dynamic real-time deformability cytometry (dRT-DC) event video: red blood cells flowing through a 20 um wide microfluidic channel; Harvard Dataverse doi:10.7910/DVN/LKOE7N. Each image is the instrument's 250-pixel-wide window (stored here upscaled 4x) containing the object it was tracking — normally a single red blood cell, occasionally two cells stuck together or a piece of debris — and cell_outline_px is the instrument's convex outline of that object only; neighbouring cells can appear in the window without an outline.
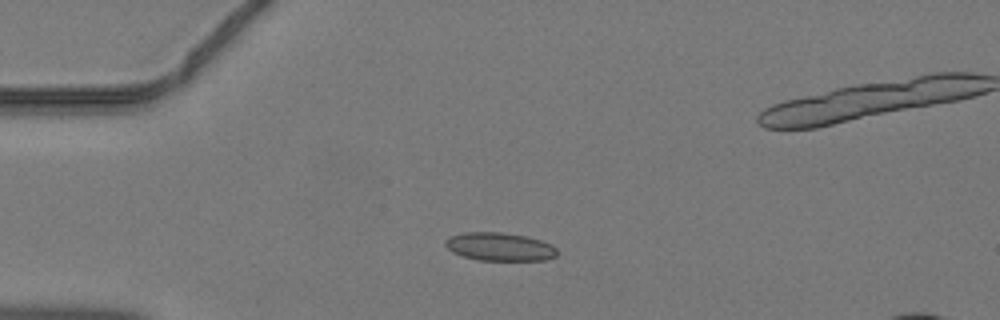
{"species": "common noctule bat (a hibernating species)", "species_latin": "Nyctalus noctula", "temperature_condition": "warm", "stored_images_in_passage": 37, "camera_frame_rate_fps": 3000, "um_per_image_px": 0.085, "animal": {"sex": "male", "body_mass_g": 19.2, "forearm_length_mm": 51.8}, "frame": {"image": 1, "passage_image": 2, "time_ms": 0.333, "image_size_px": [1000, 320], "cell_outline_px": [[556, 256], [544, 260], [476, 260], [452, 252], [444, 244], [444, 240], [452, 236], [464, 232], [500, 232], [528, 236], [552, 244], [556, 248]], "centroid_in_image_um": [42.47, 20.96], "position_along_channel_um": 42.5, "area_um2": 18.38}}
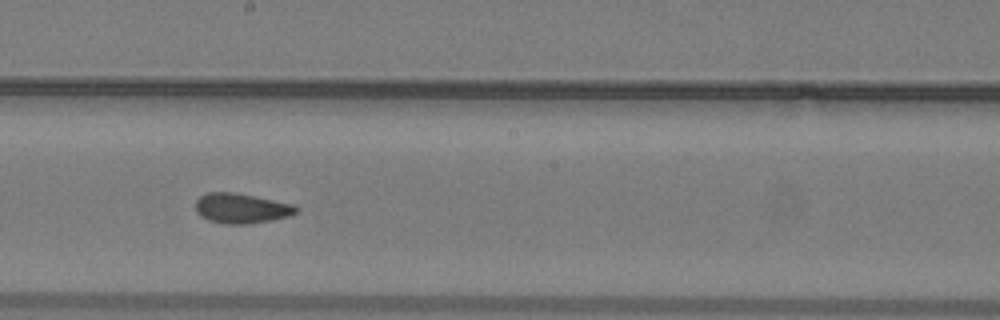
{"frame": {"image": 2, "passage_image": 16, "time_ms": 5.0, "image_size_px": [1000, 320], "cell_outline_px": [[300, 208], [296, 212], [288, 216], [272, 220], [248, 224], [224, 224], [208, 220], [200, 216], [196, 212], [196, 200], [200, 196], [208, 192], [232, 192], [296, 204]], "centroid_in_image_um": [20.52, 17.71], "position_along_channel_um": 227.7, "area_um2": 17.69}}
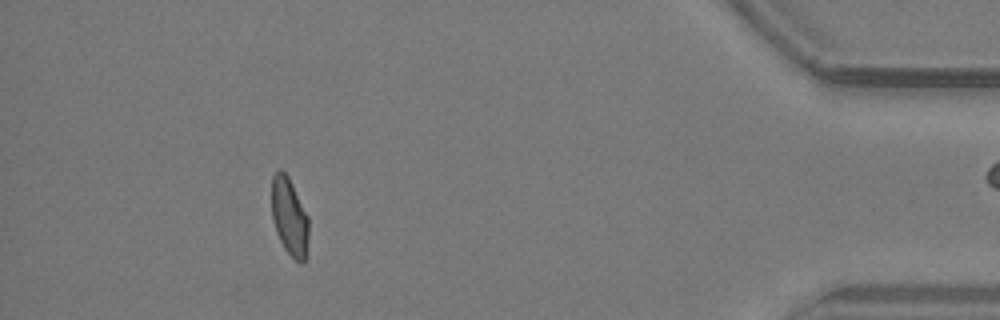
{"frame": {"image": 3, "passage_image": 32, "time_ms": 10.333, "image_size_px": [1000, 320], "cell_outline_px": [[308, 236], [304, 260], [300, 264], [284, 248], [276, 232], [272, 220], [272, 176], [280, 168], [288, 176], [308, 216]], "centroid_in_image_um": [24.58, 18.4], "position_along_channel_um": 410.6, "area_um2": 16.53}}